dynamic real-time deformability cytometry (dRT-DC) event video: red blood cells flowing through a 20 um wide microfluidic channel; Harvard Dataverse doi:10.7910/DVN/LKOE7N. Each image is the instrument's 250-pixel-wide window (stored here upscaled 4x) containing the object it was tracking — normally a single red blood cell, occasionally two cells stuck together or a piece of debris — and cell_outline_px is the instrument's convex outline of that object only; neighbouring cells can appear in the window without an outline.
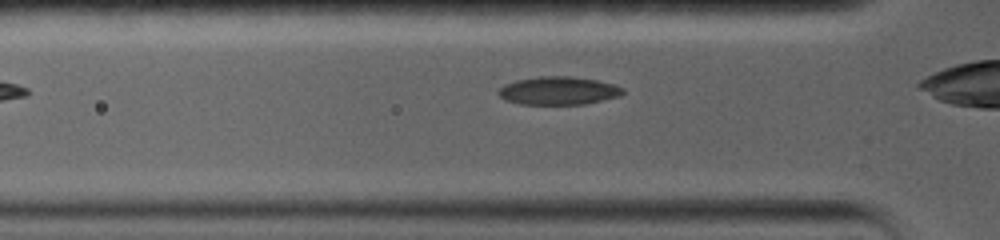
{"species": "common noctule bat (a hibernating species)", "species_latin": "Nyctalus noctula", "temperature_condition": "warm", "stored_images_in_passage": 23, "camera_frame_rate_fps": 5000, "um_per_image_px": 0.085, "animal": {"sex": "female", "body_mass_g": 19.0, "forearm_length_mm": 56.7}, "frame": {"image": 1, "passage_image": 4, "time_ms": 1.0, "image_size_px": [1000, 240], "cell_outline_px": [[624, 92], [620, 96], [584, 104], [520, 104], [504, 100], [496, 92], [504, 84], [516, 80], [540, 76], [572, 76], [596, 80], [612, 84], [624, 88]], "centroid_in_image_um": [47.44, 7.71], "position_along_channel_um": 78.4, "area_um2": 20.4}}
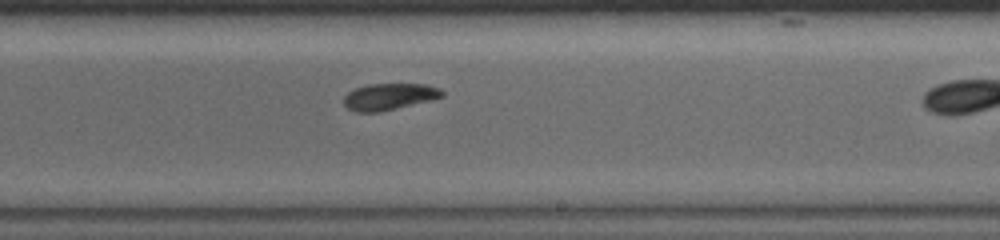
{"frame": {"image": 2, "passage_image": 12, "time_ms": 4.6, "image_size_px": [1000, 240], "cell_outline_px": [[444, 96], [432, 100], [380, 112], [356, 112], [348, 108], [344, 104], [344, 96], [348, 92], [356, 88], [368, 84], [424, 84], [440, 88], [444, 92]], "centroid_in_image_um": [33.1, 8.21], "position_along_channel_um": 255.9, "area_um2": 15.26}}
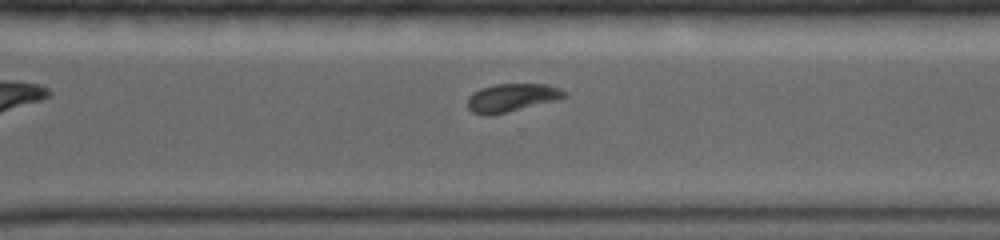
{"frame": {"image": 3, "passage_image": 19, "time_ms": 6.6, "image_size_px": [1000, 240], "cell_outline_px": [[564, 96], [552, 100], [508, 112], [488, 116], [484, 116], [472, 112], [468, 108], [468, 96], [472, 92], [480, 88], [496, 84], [548, 84], [560, 88], [564, 92]], "centroid_in_image_um": [43.39, 8.3], "position_along_channel_um": 327.2, "area_um2": 15.61}}